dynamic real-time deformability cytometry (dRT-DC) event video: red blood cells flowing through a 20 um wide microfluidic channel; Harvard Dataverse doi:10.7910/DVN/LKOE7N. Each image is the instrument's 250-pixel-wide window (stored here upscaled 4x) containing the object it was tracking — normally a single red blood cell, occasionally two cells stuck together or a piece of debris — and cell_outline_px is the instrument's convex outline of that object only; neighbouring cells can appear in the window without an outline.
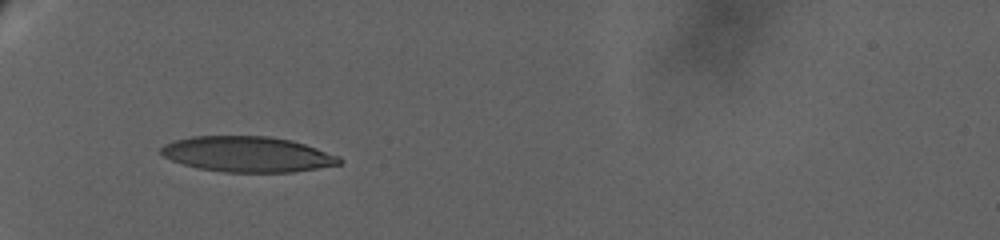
{"species": "human", "species_latin": "Homo sapiens", "temperature_condition": "warm", "stored_images_in_passage": 56, "camera_frame_rate_fps": 3000, "um_per_image_px": 0.085, "donor": {"sex": "female"}, "frame": {"image": 1, "passage_image": 1, "time_ms": 0.0, "image_size_px": [1000, 240], "cell_outline_px": [[344, 160], [340, 164], [292, 172], [224, 172], [200, 168], [184, 164], [172, 160], [164, 156], [160, 152], [160, 148], [164, 144], [172, 140], [192, 136], [268, 136], [292, 140], [340, 156]], "centroid_in_image_um": [21.03, 13.1], "position_along_channel_um": 64.0, "area_um2": 36.88}}
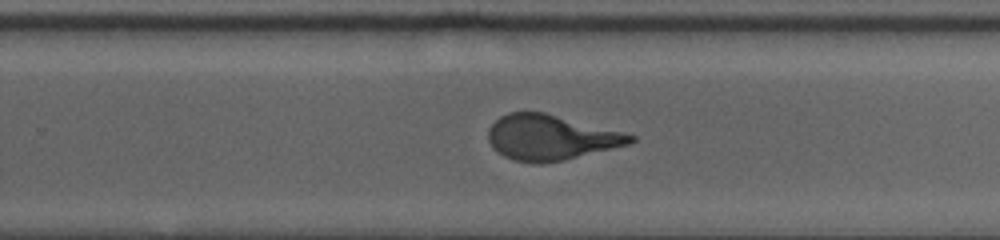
{"frame": {"image": 2, "passage_image": 28, "time_ms": 8.333, "image_size_px": [1000, 240], "cell_outline_px": [[636, 140], [632, 144], [564, 160], [540, 164], [512, 160], [504, 156], [492, 148], [488, 140], [488, 128], [500, 116], [508, 112], [544, 112], [636, 136]], "centroid_in_image_um": [46.78, 11.7], "position_along_channel_um": 283.0, "area_um2": 37.4}}
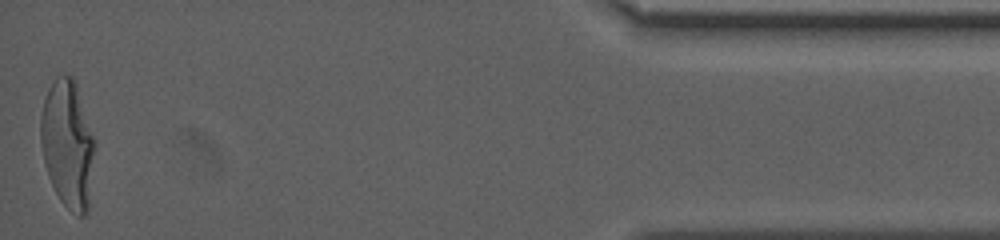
{"frame": {"image": 3, "passage_image": 56, "time_ms": 15.667, "image_size_px": [1000, 240], "cell_outline_px": [[96, 140], [88, 212], [84, 216], [76, 216], [60, 200], [48, 176], [44, 160], [40, 140], [40, 116], [44, 100], [48, 88], [56, 76], [72, 76], [76, 84]], "centroid_in_image_um": [5.77, 12.26], "position_along_channel_um": 429.4, "area_um2": 40.52}, "authors_computed_cell_mechanics": {"area_um2": 38.2058, "velocity_mm_per_s": 2.8528, "shape_relaxation_time_tau1_ms": 8.0309, "shape_relaxation_time_tau2_ms": null, "deformation_change_tau1": 0.2782, "deformation_change_tau2": null}}